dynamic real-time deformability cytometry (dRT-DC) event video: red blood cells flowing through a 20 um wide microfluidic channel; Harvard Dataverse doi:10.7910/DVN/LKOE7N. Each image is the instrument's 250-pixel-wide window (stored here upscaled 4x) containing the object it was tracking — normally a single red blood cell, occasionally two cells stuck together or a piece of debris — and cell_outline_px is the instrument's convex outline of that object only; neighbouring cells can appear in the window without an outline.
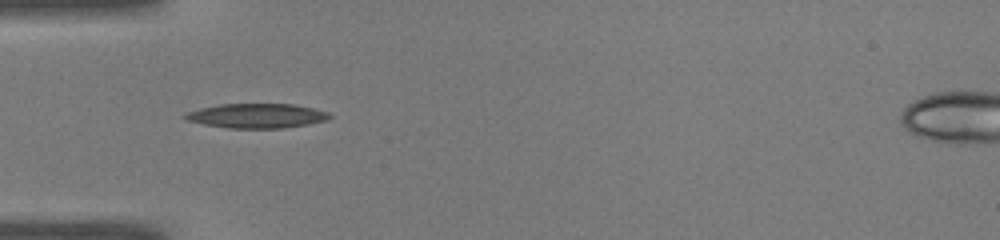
{"species": "common noctule bat (a hibernating species)", "species_latin": "Nyctalus noctula", "temperature_condition": "warm", "stored_images_in_passage": 35, "camera_frame_rate_fps": 3000, "um_per_image_px": 0.085, "animal": {"sex": "male", "body_mass_g": 19.0, "forearm_length_mm": 50.8}, "frame": {"image": 1, "passage_image": 1, "time_ms": 0.0, "image_size_px": [1000, 240], "cell_outline_px": [[332, 116], [328, 120], [308, 124], [284, 128], [228, 128], [204, 124], [188, 120], [184, 116], [184, 112], [200, 108], [220, 104], [296, 104], [328, 112]], "centroid_in_image_um": [21.84, 9.84], "position_along_channel_um": 63.2, "area_um2": 20.63}}
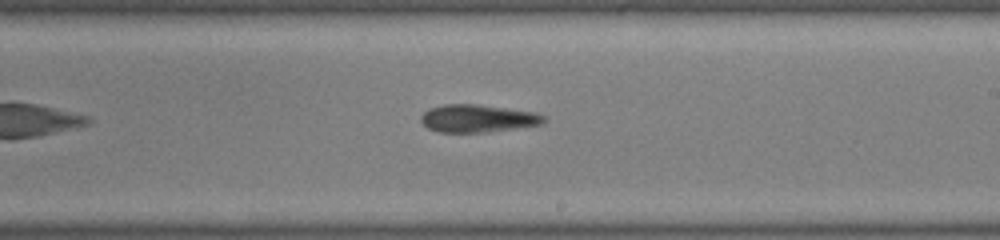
{"frame": {"image": 2, "passage_image": 15, "time_ms": 4.667, "image_size_px": [1000, 240], "cell_outline_px": [[548, 120], [540, 124], [484, 132], [440, 132], [428, 128], [420, 120], [420, 116], [428, 108], [444, 104], [476, 104], [536, 112], [544, 116]], "centroid_in_image_um": [40.57, 10.05], "position_along_channel_um": 248.4, "area_um2": 19.65}}
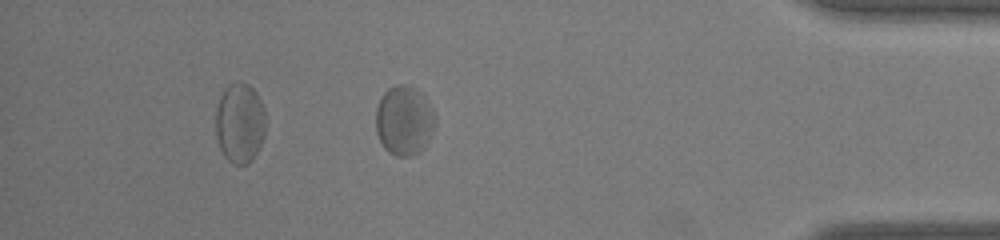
{"frame": {"image": 3, "passage_image": 29, "time_ms": 9.333, "image_size_px": [1000, 240], "cell_outline_px": [[436, 124], [432, 136], [424, 148], [420, 152], [412, 156], [396, 156], [388, 152], [384, 148], [376, 132], [376, 108], [380, 96], [388, 88], [396, 84], [408, 84], [424, 92], [432, 108], [436, 120]], "centroid_in_image_um": [34.38, 10.22], "position_along_channel_um": 400.8, "area_um2": 24.8}, "authors_computed_cell_mechanics": {"area_um2": 20.808, "velocity_mm_per_s": 4.0177, "shape_relaxation_time_tau1_ms": null, "shape_relaxation_time_tau2_ms": 2.7564, "deformation_change_tau1": null, "deformation_change_tau2": 0.0984}}